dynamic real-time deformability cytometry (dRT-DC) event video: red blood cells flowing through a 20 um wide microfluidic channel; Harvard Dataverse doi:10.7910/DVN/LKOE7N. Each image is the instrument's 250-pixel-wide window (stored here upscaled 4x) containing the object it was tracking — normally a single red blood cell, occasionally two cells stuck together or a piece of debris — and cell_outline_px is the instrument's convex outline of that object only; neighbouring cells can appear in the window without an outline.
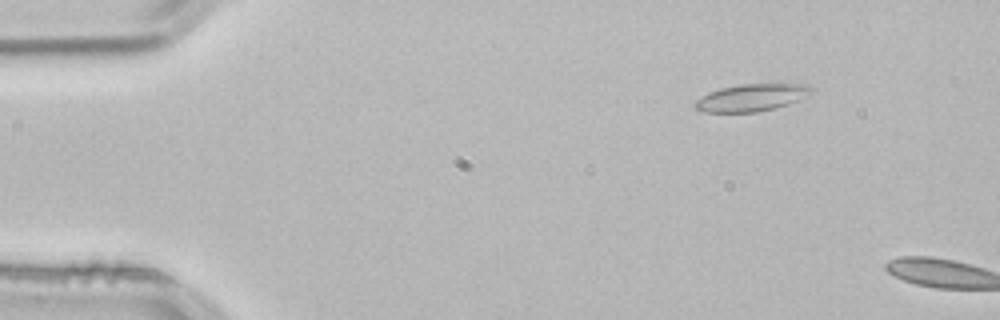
{"species": "common noctule bat (a hibernating species)", "species_latin": "Nyctalus noctula", "temperature_condition": "room temperature", "stored_images_in_passage": 6, "camera_frame_rate_fps": 3000, "um_per_image_px": 0.085, "animal": {"sex": "male", "body_mass_g": 21.5, "forearm_length_mm": 52.0}, "frame": {"image": 1, "passage_image": 4, "time_ms": 1.0, "image_size_px": [1000, 320], "cell_outline_px": [[816, 88], [808, 96], [788, 104], [776, 108], [756, 112], [704, 112], [696, 108], [692, 104], [696, 100], [708, 92], [720, 88], [740, 84], [780, 80], [808, 84]], "centroid_in_image_um": [64.01, 8.22], "position_along_channel_um": 21.0, "area_um2": 19.59}}